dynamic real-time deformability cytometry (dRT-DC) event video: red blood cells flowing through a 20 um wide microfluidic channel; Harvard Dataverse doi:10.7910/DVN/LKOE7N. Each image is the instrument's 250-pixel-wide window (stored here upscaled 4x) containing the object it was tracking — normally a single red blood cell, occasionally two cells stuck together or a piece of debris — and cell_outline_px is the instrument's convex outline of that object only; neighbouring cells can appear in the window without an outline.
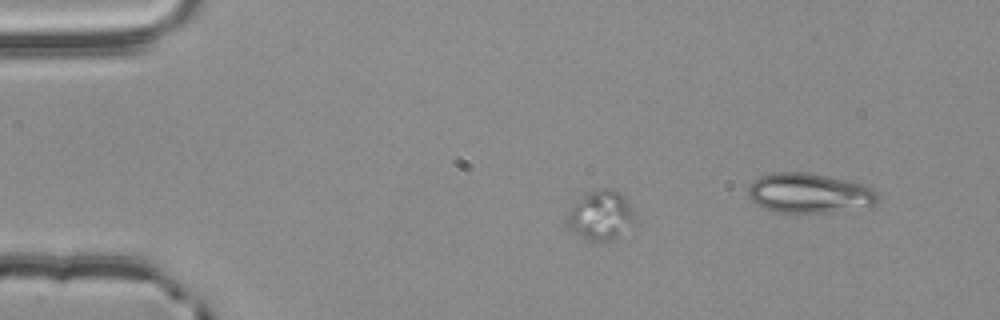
{"species": "common noctule bat (a hibernating species)", "species_latin": "Nyctalus noctula", "temperature_condition": "room temperature", "stored_images_in_passage": 5, "camera_frame_rate_fps": 3000, "um_per_image_px": 0.085, "animal": {"sex": "male", "body_mass_g": 20.4}, "frame": {"image": 1, "passage_image": 1, "time_ms": 0.0, "image_size_px": [1000, 320], "cell_outline_px": [[636, 220], [620, 240], [588, 240], [580, 236], [568, 228], [564, 220], [564, 216], [576, 192], [600, 188], [608, 188], [620, 192], [624, 196]], "centroid_in_image_um": [50.96, 18.26], "position_along_channel_um": 34.0, "area_um2": 20.81}}